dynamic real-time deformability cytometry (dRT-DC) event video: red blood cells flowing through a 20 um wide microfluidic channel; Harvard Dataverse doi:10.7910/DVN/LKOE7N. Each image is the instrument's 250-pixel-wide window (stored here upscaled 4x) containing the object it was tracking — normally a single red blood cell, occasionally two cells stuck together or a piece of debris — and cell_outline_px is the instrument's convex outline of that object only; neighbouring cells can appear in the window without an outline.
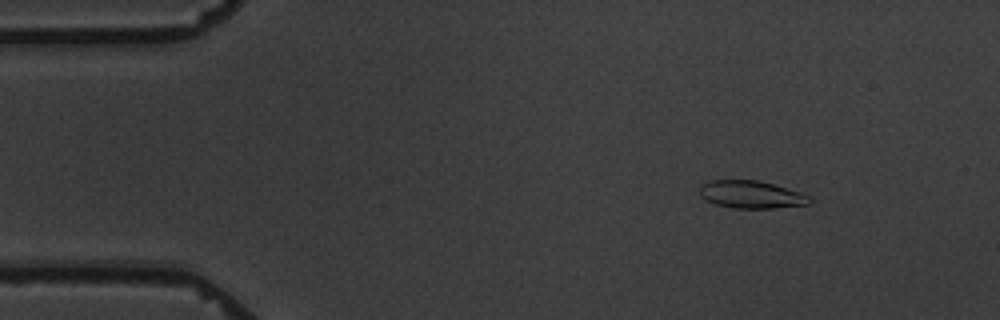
{"species": "common noctule bat (a hibernating species)", "species_latin": "Nyctalus noctula", "temperature_condition": "warm", "stored_images_in_passage": 5, "camera_frame_rate_fps": 3000, "um_per_image_px": 0.085, "animal": {"sex": "male", "body_mass_g": 19.5, "forearm_length_mm": 54.6}, "frame": {"image": 1, "passage_image": 2, "time_ms": 1.333, "image_size_px": [1000, 320], "cell_outline_px": [[812, 200], [808, 204], [776, 208], [736, 208], [716, 204], [700, 196], [700, 184], [708, 180], [760, 180], [800, 192], [812, 196]], "centroid_in_image_um": [63.87, 16.52], "position_along_channel_um": 21.1, "area_um2": 17.74}}